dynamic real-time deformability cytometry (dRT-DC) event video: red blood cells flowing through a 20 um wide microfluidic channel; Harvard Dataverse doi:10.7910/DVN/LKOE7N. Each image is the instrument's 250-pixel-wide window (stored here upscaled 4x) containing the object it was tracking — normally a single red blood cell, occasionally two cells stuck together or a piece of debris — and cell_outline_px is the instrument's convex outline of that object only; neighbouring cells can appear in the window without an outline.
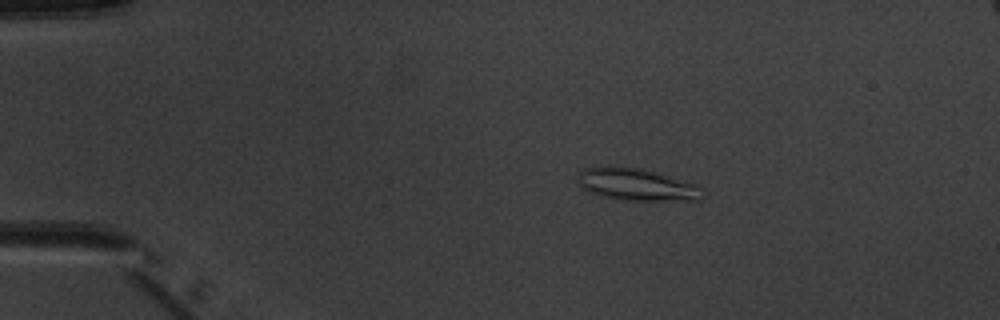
{"species": "common noctule bat (a hibernating species)", "species_latin": "Nyctalus noctula", "temperature_condition": "warm", "stored_images_in_passage": 6, "camera_frame_rate_fps": 3000, "um_per_image_px": 0.085, "animal": {"sex": "male", "body_mass_g": 20.1, "forearm_length_mm": 53.5}, "frame": {"image": 1, "passage_image": 2, "time_ms": 2.0, "image_size_px": [1000, 320], "cell_outline_px": [[704, 196], [700, 200], [620, 200], [588, 192], [580, 184], [580, 168], [608, 164], [640, 168], [696, 184], [704, 188]], "centroid_in_image_um": [54.12, 15.66], "position_along_channel_um": 30.9, "area_um2": 23.58}}
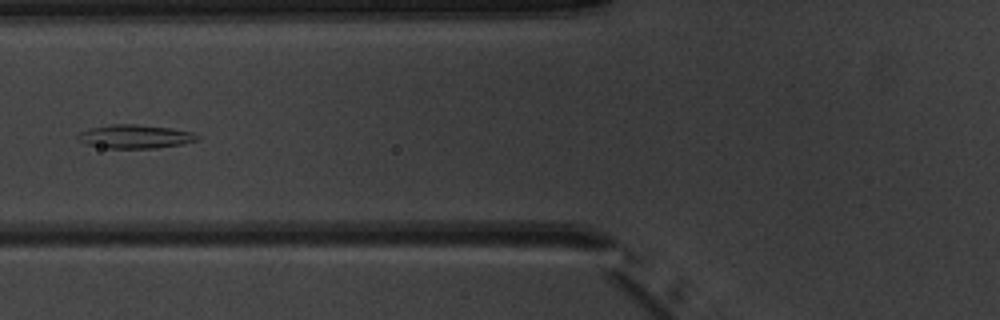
{"frame": {"image": 2, "passage_image": 5, "time_ms": 5.667, "image_size_px": [1000, 320], "cell_outline_px": [[200, 140], [180, 144], [156, 148], [100, 148], [88, 144], [80, 140], [76, 136], [80, 132], [88, 128], [112, 124], [136, 124], [172, 128], [192, 132], [200, 136]], "centroid_in_image_um": [11.49, 11.6], "position_along_channel_um": 114.3, "area_um2": 16.53}}
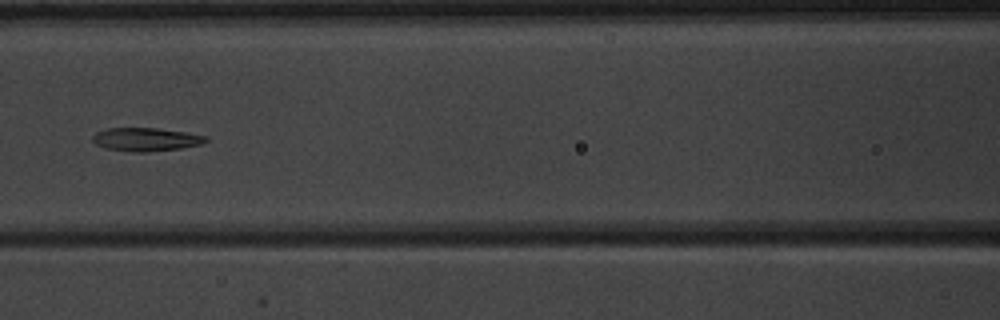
{"frame": {"image": 3, "passage_image": 6, "time_ms": 6.667, "image_size_px": [1000, 320], "cell_outline_px": [[208, 140], [204, 144], [180, 148], [148, 152], [132, 152], [104, 148], [96, 144], [92, 140], [92, 136], [96, 132], [108, 128], [156, 128], [184, 132], [204, 136]], "centroid_in_image_um": [12.37, 11.85], "position_along_channel_um": 154.2, "area_um2": 15.37}}